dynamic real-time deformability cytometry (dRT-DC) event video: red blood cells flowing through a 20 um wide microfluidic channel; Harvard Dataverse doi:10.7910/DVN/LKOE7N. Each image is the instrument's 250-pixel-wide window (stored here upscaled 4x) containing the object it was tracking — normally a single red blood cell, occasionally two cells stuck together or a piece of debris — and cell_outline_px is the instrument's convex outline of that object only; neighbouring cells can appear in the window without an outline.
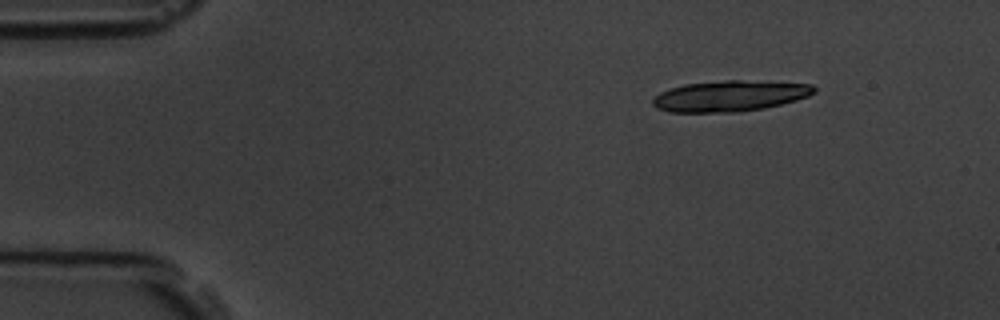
{"species": "common noctule bat (a hibernating species)", "species_latin": "Nyctalus noctula", "temperature_condition": "room temperature", "stored_images_in_passage": 5, "camera_frame_rate_fps": 3000, "um_per_image_px": 0.085, "animal": {"sex": "male", "body_mass_g": 19.5, "forearm_length_mm": 54.6}, "frame": {"image": 1, "passage_image": 5, "time_ms": 5.333, "image_size_px": [1000, 320], "cell_outline_px": [[816, 92], [808, 96], [796, 100], [764, 108], [736, 112], [668, 112], [656, 108], [652, 104], [652, 96], [660, 92], [684, 84], [724, 80], [740, 80], [812, 84], [816, 88]], "centroid_in_image_um": [62.0, 8.16], "position_along_channel_um": 23.0, "area_um2": 29.07}}